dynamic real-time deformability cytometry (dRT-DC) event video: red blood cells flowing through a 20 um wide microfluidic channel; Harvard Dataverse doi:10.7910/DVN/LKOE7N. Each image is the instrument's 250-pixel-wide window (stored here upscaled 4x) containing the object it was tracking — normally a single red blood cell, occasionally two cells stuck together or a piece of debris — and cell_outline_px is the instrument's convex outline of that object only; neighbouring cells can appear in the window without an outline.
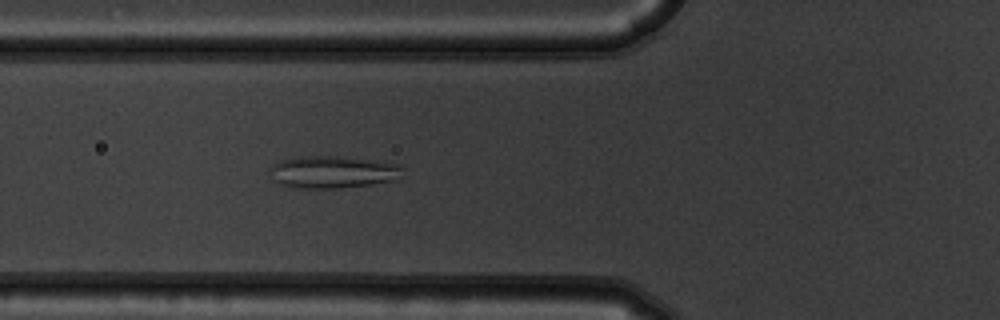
{"species": "common noctule bat (a hibernating species)", "species_latin": "Nyctalus noctula", "temperature_condition": "warm", "stored_images_in_passage": 55, "camera_frame_rate_fps": 3000, "um_per_image_px": 0.085, "animal": {"sex": "male", "body_mass_g": 19.5, "forearm_length_mm": 54.6}, "frame": {"image": 1, "passage_image": 21, "time_ms": 6.667, "image_size_px": [1000, 320], "cell_outline_px": [[404, 168], [392, 180], [368, 184], [336, 188], [292, 188], [276, 180], [272, 168], [272, 164], [280, 160], [300, 156], [332, 156], [368, 160], [400, 164]], "centroid_in_image_um": [28.26, 14.61], "position_along_channel_um": 97.5, "area_um2": 24.1}}
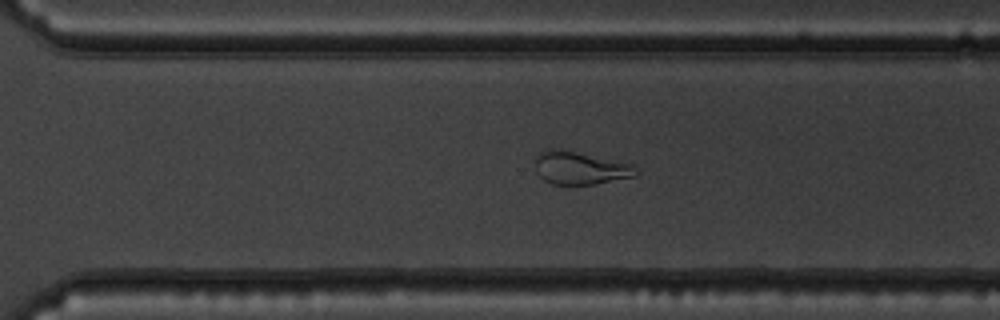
{"frame": {"image": 2, "passage_image": 39, "time_ms": 12.667, "image_size_px": [1000, 320], "cell_outline_px": [[640, 172], [636, 176], [596, 184], [552, 184], [544, 180], [536, 172], [536, 156], [540, 152], [552, 148], [564, 148], [632, 164]], "centroid_in_image_um": [49.33, 14.26], "position_along_channel_um": 321.3, "area_um2": 19.59}}
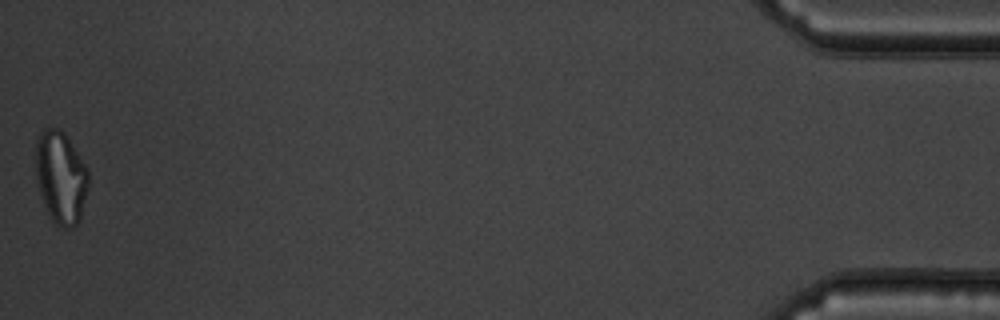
{"frame": {"image": 3, "passage_image": 55, "time_ms": 18.0, "image_size_px": [1000, 320], "cell_outline_px": [[88, 188], [80, 220], [72, 228], [64, 228], [56, 224], [52, 220], [48, 212], [40, 192], [36, 180], [36, 140], [40, 132], [44, 128], [60, 128], [64, 132], [84, 164], [88, 172]], "centroid_in_image_um": [5.16, 15.07], "position_along_channel_um": 430.0, "area_um2": 28.21}, "authors_computed_cell_mechanics": {"area_um2": 25.8944, "velocity_mm_per_s": 3.7387, "shape_relaxation_time_tau1_ms": null, "shape_relaxation_time_tau2_ms": 2.4742, "deformation_change_tau1": null, "deformation_change_tau2": 0.0607}}